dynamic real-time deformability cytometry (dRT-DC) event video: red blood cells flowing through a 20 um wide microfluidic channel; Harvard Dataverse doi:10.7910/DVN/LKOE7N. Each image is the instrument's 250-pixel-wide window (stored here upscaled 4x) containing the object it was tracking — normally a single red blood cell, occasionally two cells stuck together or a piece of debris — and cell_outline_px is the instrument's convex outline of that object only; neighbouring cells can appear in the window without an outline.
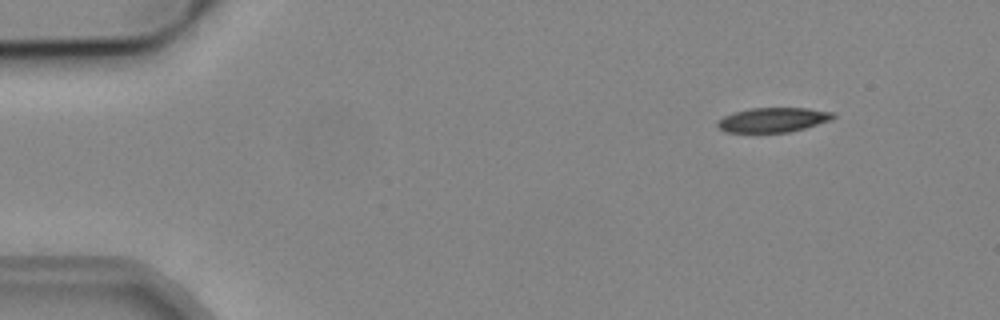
{"species": "common noctule bat (a hibernating species)", "species_latin": "Nyctalus noctula", "temperature_condition": "cold", "stored_images_in_passage": 20, "camera_frame_rate_fps": 3000, "um_per_image_px": 0.085, "animal": {"sex": "male", "body_mass_g": 19.2, "forearm_length_mm": 51.8}, "frame": {"image": 1, "passage_image": 6, "time_ms": 1.667, "image_size_px": [1000, 320], "cell_outline_px": [[836, 116], [832, 120], [804, 128], [788, 132], [724, 132], [716, 124], [716, 120], [724, 116], [748, 108], [808, 108], [832, 112]], "centroid_in_image_um": [65.7, 10.18], "position_along_channel_um": 19.3, "area_um2": 16.53}}